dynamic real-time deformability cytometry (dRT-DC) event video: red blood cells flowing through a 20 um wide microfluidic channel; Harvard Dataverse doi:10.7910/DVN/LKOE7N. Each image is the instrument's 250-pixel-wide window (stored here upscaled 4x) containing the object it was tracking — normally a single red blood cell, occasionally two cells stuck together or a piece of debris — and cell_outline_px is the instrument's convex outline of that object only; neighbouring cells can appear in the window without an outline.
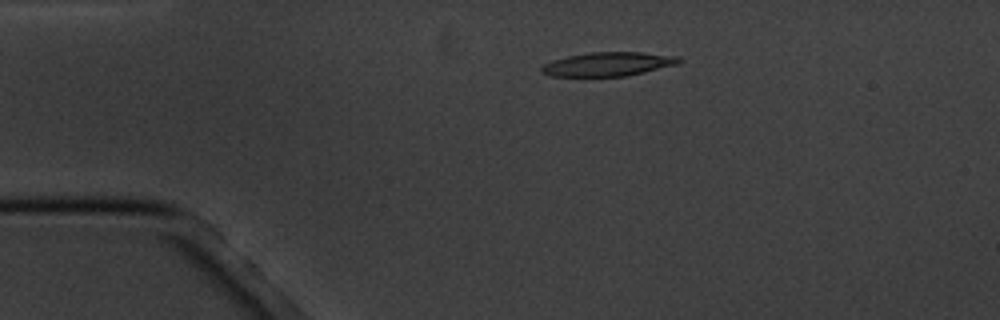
{"species": "common noctule bat (a hibernating species)", "species_latin": "Nyctalus noctula", "temperature_condition": "cold", "stored_images_in_passage": 16, "camera_frame_rate_fps": 3000, "um_per_image_px": 0.085, "animal": {"sex": "male", "body_mass_g": 20.1, "forearm_length_mm": 53.5}, "frame": {"image": 1, "passage_image": 3, "time_ms": 2.333, "image_size_px": [1000, 320], "cell_outline_px": [[684, 60], [676, 64], [628, 76], [552, 76], [540, 72], [540, 68], [544, 64], [552, 60], [568, 56], [588, 52], [640, 52], [680, 56]], "centroid_in_image_um": [51.69, 5.44], "position_along_channel_um": 33.3, "area_um2": 19.19}}
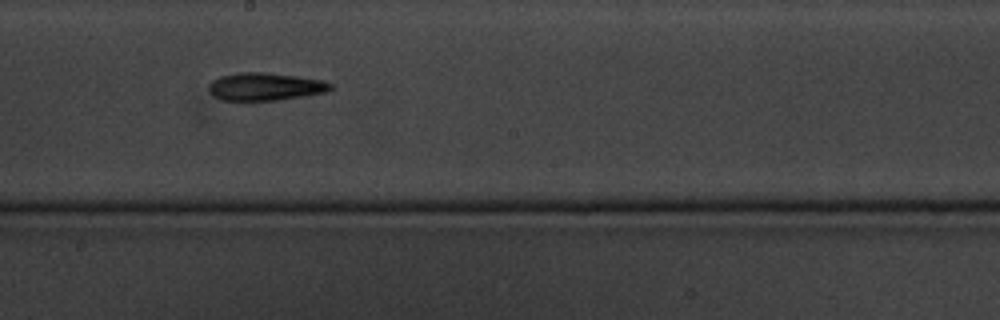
{"frame": {"image": 2, "passage_image": 9, "time_ms": 9.0, "image_size_px": [1000, 320], "cell_outline_px": [[336, 88], [328, 92], [276, 100], [224, 100], [216, 96], [208, 88], [208, 84], [212, 80], [220, 76], [236, 72], [268, 72], [324, 80], [332, 84]], "centroid_in_image_um": [22.6, 7.34], "position_along_channel_um": 225.6, "area_um2": 19.77}}
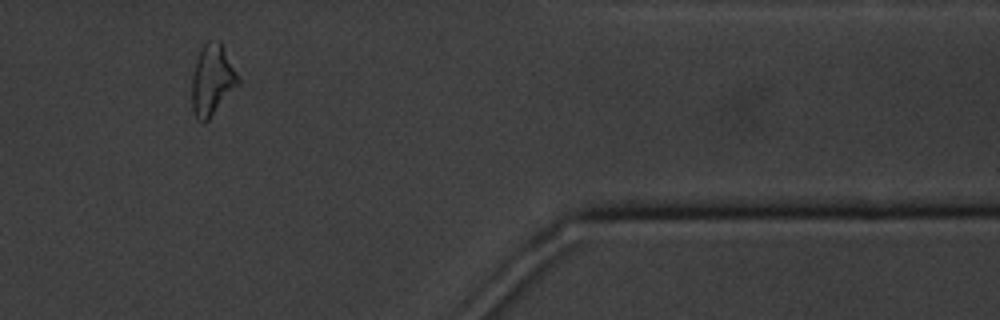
{"frame": {"image": 3, "passage_image": 14, "time_ms": 14.667, "image_size_px": [1000, 320], "cell_outline_px": [[240, 84], [208, 120], [204, 124], [196, 120], [192, 108], [192, 76], [196, 60], [200, 48], [208, 40], [220, 40], [240, 80]], "centroid_in_image_um": [18.03, 6.82], "position_along_channel_um": 393.4, "area_um2": 19.25}, "authors_computed_cell_mechanics": {"area_um2": 19.3052, "velocity_mm_per_s": 3.4476, "shape_relaxation_time_tau1_ms": 6.6344, "shape_relaxation_time_tau2_ms": null, "deformation_change_tau1": 0.1549, "deformation_change_tau2": null}}